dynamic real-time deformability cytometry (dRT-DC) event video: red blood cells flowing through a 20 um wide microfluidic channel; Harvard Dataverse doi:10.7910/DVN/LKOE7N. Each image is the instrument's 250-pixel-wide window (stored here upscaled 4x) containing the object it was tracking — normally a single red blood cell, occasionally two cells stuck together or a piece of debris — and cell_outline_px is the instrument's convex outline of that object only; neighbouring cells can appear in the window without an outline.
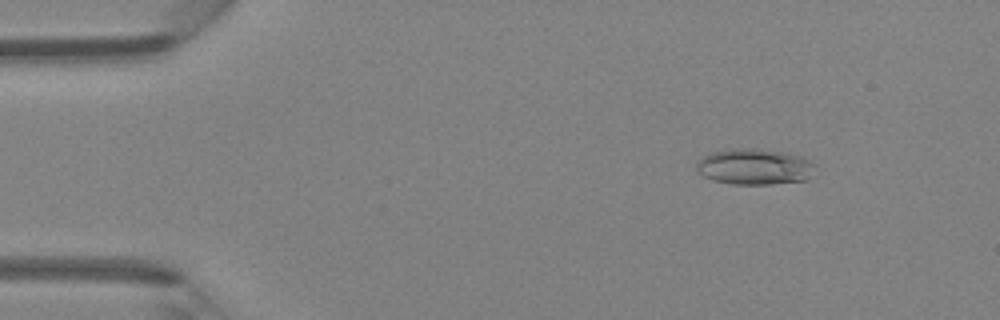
{"species": "Egyptian fruit bat (a non-hibernating species)", "species_latin": "Rousettus aegyptiacus", "temperature_condition": "room temperature", "stored_images_in_passage": 41, "camera_frame_rate_fps": 3000, "um_per_image_px": 0.085, "animal": {"sex": "female"}, "frame": {"image": 1, "passage_image": 2, "time_ms": 0.333, "image_size_px": [1000, 320], "cell_outline_px": [[812, 164], [808, 176], [804, 180], [768, 184], [732, 184], [712, 180], [704, 176], [696, 168], [696, 164], [704, 156], [712, 152], [732, 148], [756, 148], [784, 152], [804, 156]], "centroid_in_image_um": [64.07, 14.15], "position_along_channel_um": 20.9, "area_um2": 24.45}}
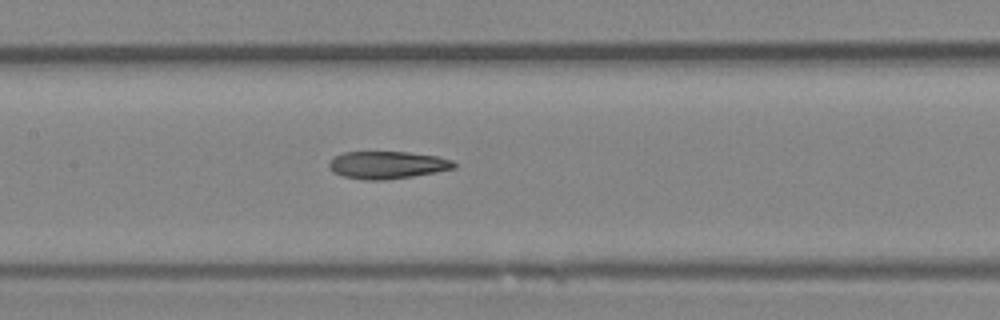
{"frame": {"image": 2, "passage_image": 18, "time_ms": 5.667, "image_size_px": [1000, 320], "cell_outline_px": [[456, 168], [436, 172], [412, 176], [384, 180], [364, 180], [344, 176], [332, 172], [328, 164], [336, 156], [344, 152], [408, 152], [436, 156], [452, 160], [456, 164]], "centroid_in_image_um": [32.93, 14.02], "position_along_channel_um": 174.5, "area_um2": 19.88}}
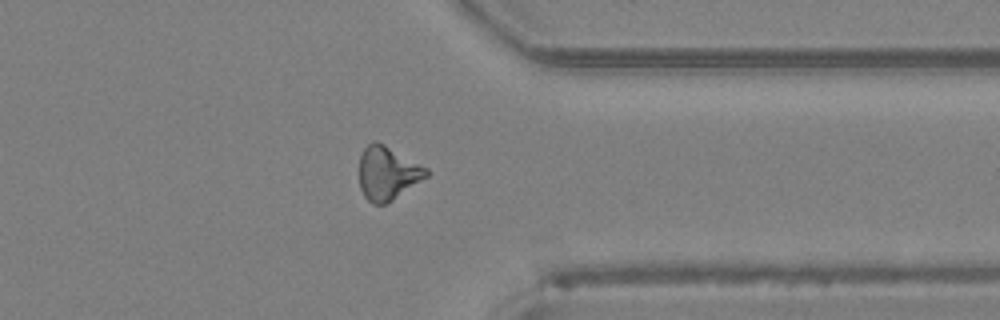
{"frame": {"image": 3, "passage_image": 32, "time_ms": 10.333, "image_size_px": [1000, 320], "cell_outline_px": [[428, 176], [392, 200], [384, 204], [372, 204], [364, 196], [360, 188], [360, 152], [372, 140], [376, 140], [384, 144], [428, 168]], "centroid_in_image_um": [32.92, 14.7], "position_along_channel_um": 378.5, "area_um2": 20.87}}